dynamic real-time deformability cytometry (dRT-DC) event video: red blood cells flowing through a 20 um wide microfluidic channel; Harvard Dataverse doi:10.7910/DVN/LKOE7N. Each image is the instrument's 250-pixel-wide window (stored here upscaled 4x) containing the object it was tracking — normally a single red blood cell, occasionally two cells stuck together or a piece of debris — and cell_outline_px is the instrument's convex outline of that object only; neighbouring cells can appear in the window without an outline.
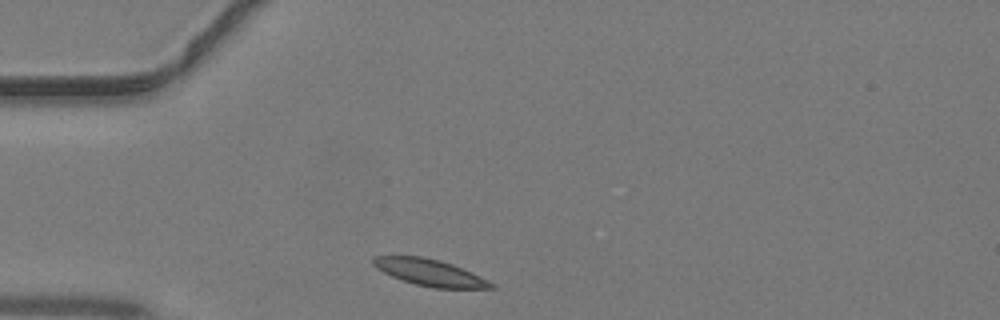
{"species": "common noctule bat (a hibernating species)", "species_latin": "Nyctalus noctula", "temperature_condition": "warm", "stored_images_in_passage": 33, "camera_frame_rate_fps": 3000, "um_per_image_px": 0.085, "animal": {"sex": "male", "body_mass_g": 19.2, "forearm_length_mm": 51.8}, "frame": {"image": 1, "passage_image": 1, "time_ms": 0.0, "image_size_px": [1000, 320], "cell_outline_px": [[496, 288], [432, 288], [416, 284], [392, 276], [376, 268], [372, 264], [372, 256], [424, 256], [440, 260], [452, 264], [480, 276], [496, 284]], "centroid_in_image_um": [36.54, 23.16], "position_along_channel_um": 48.5, "area_um2": 18.21}}
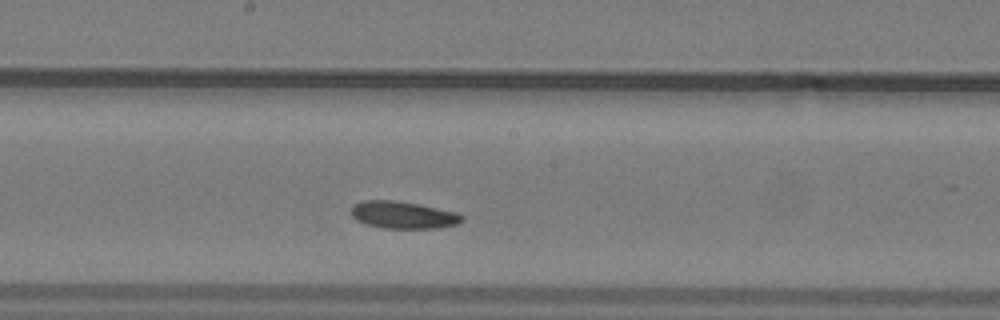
{"frame": {"image": 2, "passage_image": 13, "time_ms": 4.0, "image_size_px": [1000, 320], "cell_outline_px": [[464, 220], [456, 224], [436, 228], [384, 228], [368, 224], [356, 220], [348, 212], [352, 204], [364, 200], [396, 200], [456, 212], [464, 216]], "centroid_in_image_um": [34.21, 18.26], "position_along_channel_um": 214.0, "area_um2": 17.57}}
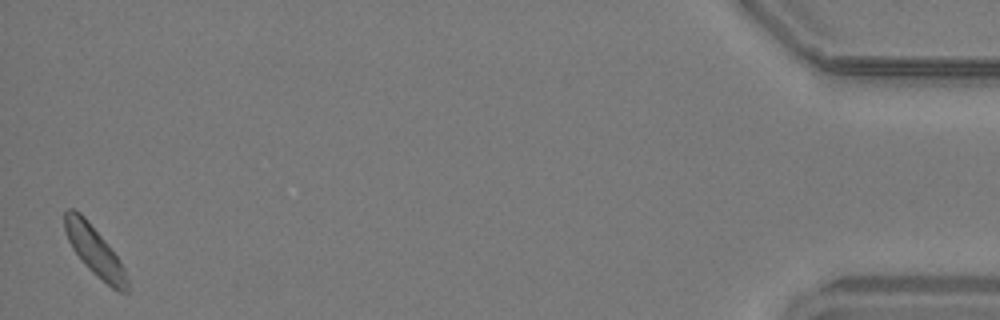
{"frame": {"image": 3, "passage_image": 33, "time_ms": 10.667, "image_size_px": [1000, 320], "cell_outline_px": [[128, 292], [120, 292], [112, 288], [96, 276], [88, 268], [72, 248], [68, 240], [64, 228], [64, 212], [68, 208], [72, 208], [80, 212], [84, 216], [104, 240], [116, 256], [124, 268], [128, 280]], "centroid_in_image_um": [8.02, 21.32], "position_along_channel_um": 427.2, "area_um2": 17.69}}